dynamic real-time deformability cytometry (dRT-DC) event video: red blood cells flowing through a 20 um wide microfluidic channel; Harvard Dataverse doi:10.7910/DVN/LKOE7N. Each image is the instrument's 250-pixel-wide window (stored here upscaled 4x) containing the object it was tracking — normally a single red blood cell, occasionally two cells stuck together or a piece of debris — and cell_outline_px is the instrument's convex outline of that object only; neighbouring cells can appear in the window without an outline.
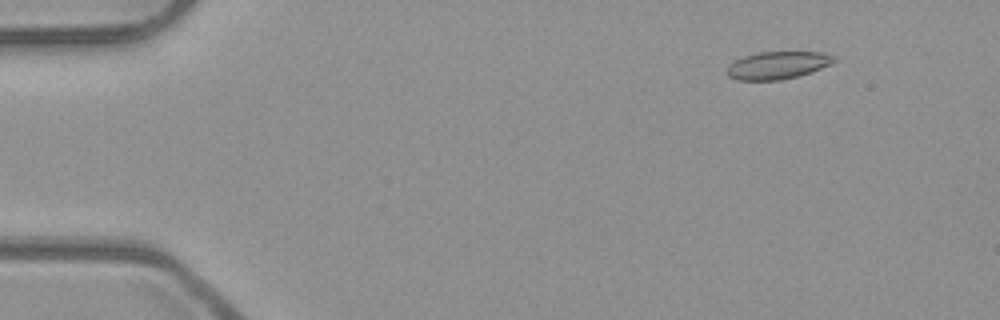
{"species": "common noctule bat (a hibernating species)", "species_latin": "Nyctalus noctula", "temperature_condition": "room temperature", "stored_images_in_passage": 50, "camera_frame_rate_fps": 3000, "um_per_image_px": 0.085, "animal": {"sex": "male", "body_mass_g": 23.1, "forearm_length_mm": 52.7}, "frame": {"image": 1, "passage_image": 4, "time_ms": 1.0, "image_size_px": [1000, 320], "cell_outline_px": [[836, 60], [832, 64], [812, 72], [780, 80], [736, 80], [728, 76], [728, 64], [744, 56], [756, 52], [824, 52], [836, 56]], "centroid_in_image_um": [66.13, 5.54], "position_along_channel_um": 18.9, "area_um2": 17.28}}
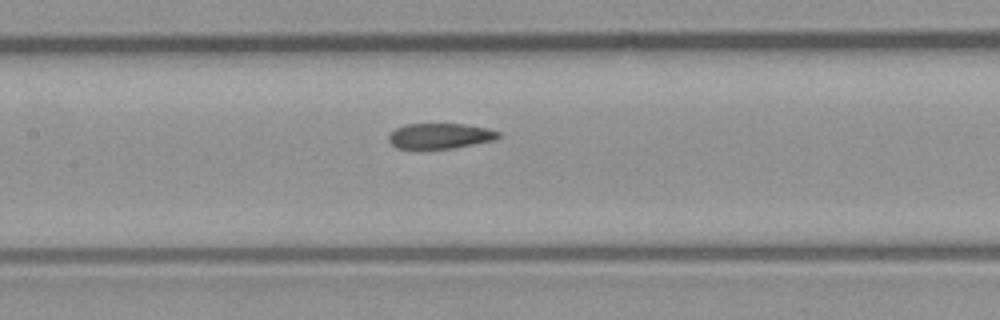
{"frame": {"image": 2, "passage_image": 23, "time_ms": 7.333, "image_size_px": [1000, 320], "cell_outline_px": [[500, 136], [492, 140], [452, 148], [396, 148], [388, 140], [388, 136], [396, 128], [404, 124], [464, 124], [488, 128], [500, 132]], "centroid_in_image_um": [37.38, 11.54], "position_along_channel_um": 170.0, "area_um2": 16.01}}
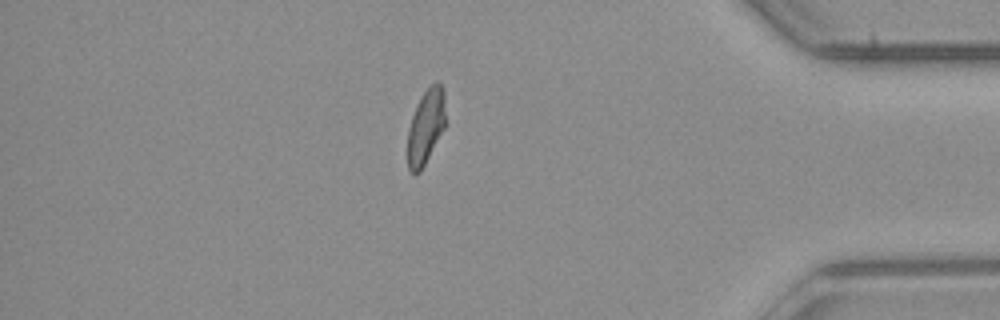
{"frame": {"image": 3, "passage_image": 43, "time_ms": 14.0, "image_size_px": [1000, 320], "cell_outline_px": [[444, 128], [420, 172], [412, 172], [408, 168], [408, 128], [412, 116], [420, 96], [436, 80], [440, 84], [444, 92]], "centroid_in_image_um": [36.18, 10.74], "position_along_channel_um": 399.0, "area_um2": 16.13}, "authors_computed_cell_mechanics": {"area_um2": 17.2822, "velocity_mm_per_s": 3.9792, "shape_relaxation_time_tau1_ms": null, "shape_relaxation_time_tau2_ms": 1.9803, "deformation_change_tau1": null, "deformation_change_tau2": 0.0861}}